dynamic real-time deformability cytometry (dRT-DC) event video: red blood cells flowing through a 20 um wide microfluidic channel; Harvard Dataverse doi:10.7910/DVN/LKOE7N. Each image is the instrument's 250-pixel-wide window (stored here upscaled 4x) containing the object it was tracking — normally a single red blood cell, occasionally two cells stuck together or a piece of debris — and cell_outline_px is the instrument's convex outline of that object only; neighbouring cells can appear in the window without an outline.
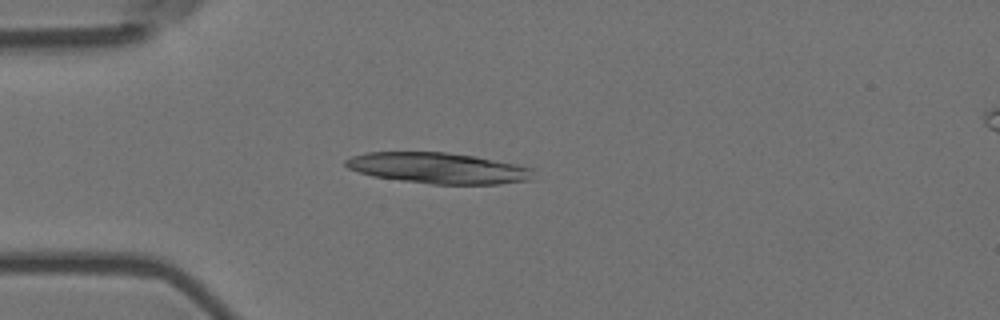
{"species": "Egyptian fruit bat (a non-hibernating species)", "species_latin": "Rousettus aegyptiacus", "temperature_condition": "room temperature", "stored_images_in_passage": 3, "camera_frame_rate_fps": 3000, "um_per_image_px": 0.085, "animal": {"sex": "female"}, "frame": {"image": 1, "passage_image": 3, "time_ms": 0.667, "image_size_px": [1000, 320], "cell_outline_px": [[536, 168], [532, 180], [500, 184], [432, 184], [400, 180], [372, 176], [348, 168], [344, 164], [344, 160], [352, 156], [368, 152], [444, 152], [476, 156]], "centroid_in_image_um": [37.3, 14.29], "position_along_channel_um": 47.7, "area_um2": 33.99}}